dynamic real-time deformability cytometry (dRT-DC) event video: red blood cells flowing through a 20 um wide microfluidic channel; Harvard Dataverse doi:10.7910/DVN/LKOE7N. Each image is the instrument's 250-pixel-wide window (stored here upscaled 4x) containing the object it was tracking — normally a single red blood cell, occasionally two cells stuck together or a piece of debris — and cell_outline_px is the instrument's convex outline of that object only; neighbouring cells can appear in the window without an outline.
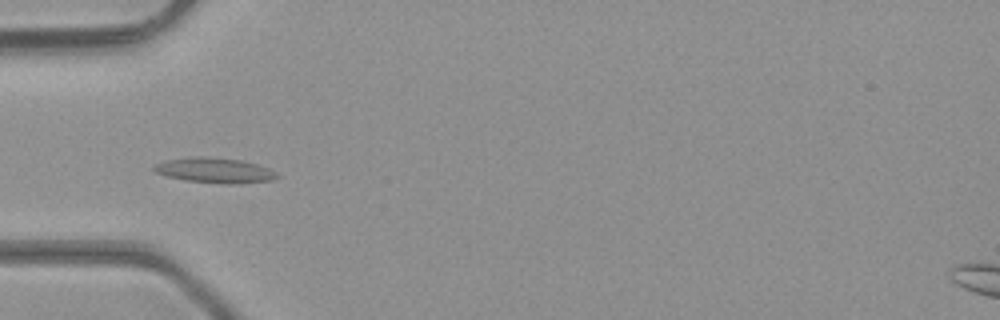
{"species": "common noctule bat (a hibernating species)", "species_latin": "Nyctalus noctula", "temperature_condition": "room temperature", "stored_images_in_passage": 4, "camera_frame_rate_fps": 3000, "um_per_image_px": 0.085, "animal": {"sex": "male", "body_mass_g": 23.1, "forearm_length_mm": 52.7}, "frame": {"image": 1, "passage_image": 4, "time_ms": 1.0, "image_size_px": [1000, 320], "cell_outline_px": [[280, 176], [272, 180], [240, 184], [228, 184], [184, 180], [168, 176], [156, 172], [152, 168], [156, 164], [164, 160], [196, 156], [208, 156], [240, 160], [256, 164], [268, 168], [276, 172]], "centroid_in_image_um": [18.26, 14.48], "position_along_channel_um": 66.7, "area_um2": 18.03}}